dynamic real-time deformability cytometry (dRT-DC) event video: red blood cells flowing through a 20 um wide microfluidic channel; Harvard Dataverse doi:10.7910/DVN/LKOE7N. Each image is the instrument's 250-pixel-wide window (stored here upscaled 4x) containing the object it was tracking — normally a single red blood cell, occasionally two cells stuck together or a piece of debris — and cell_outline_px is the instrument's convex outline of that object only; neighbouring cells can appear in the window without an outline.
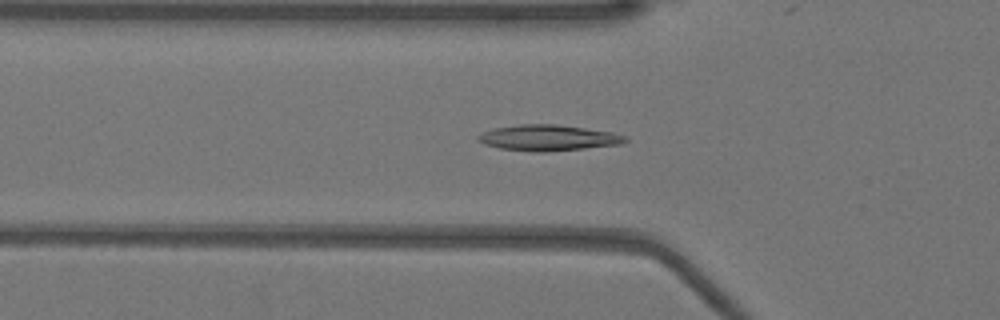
{"species": "Egyptian fruit bat (a non-hibernating species)", "species_latin": "Rousettus aegyptiacus", "temperature_condition": "warm", "stored_images_in_passage": 51, "camera_frame_rate_fps": 3000, "um_per_image_px": 0.085, "animal": {"sex": "female"}, "frame": {"image": 1, "passage_image": 17, "time_ms": 5.333, "image_size_px": [1000, 320], "cell_outline_px": [[628, 140], [620, 144], [584, 148], [544, 152], [532, 152], [500, 148], [484, 144], [476, 140], [476, 136], [492, 128], [520, 124], [556, 124], [612, 132], [628, 136]], "centroid_in_image_um": [46.57, 11.71], "position_along_channel_um": 79.2, "area_um2": 22.2}}
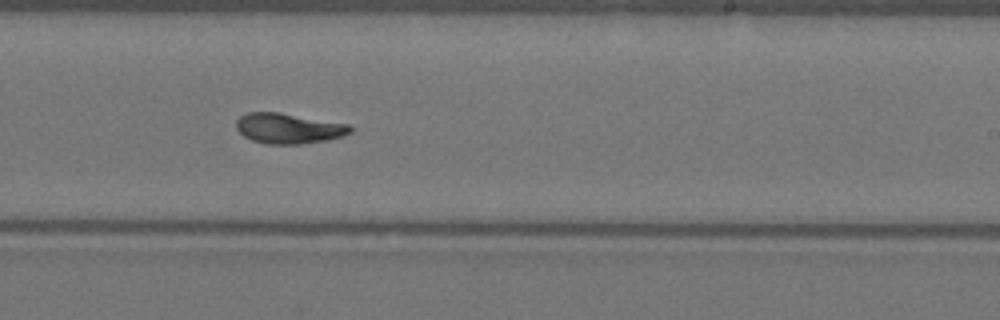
{"frame": {"image": 2, "passage_image": 31, "time_ms": 10.0, "image_size_px": [1000, 320], "cell_outline_px": [[352, 132], [344, 136], [328, 140], [300, 144], [264, 144], [252, 140], [244, 136], [236, 128], [236, 120], [240, 116], [248, 112], [280, 112], [348, 124], [352, 128]], "centroid_in_image_um": [24.53, 10.91], "position_along_channel_um": 264.5, "area_um2": 20.29}}
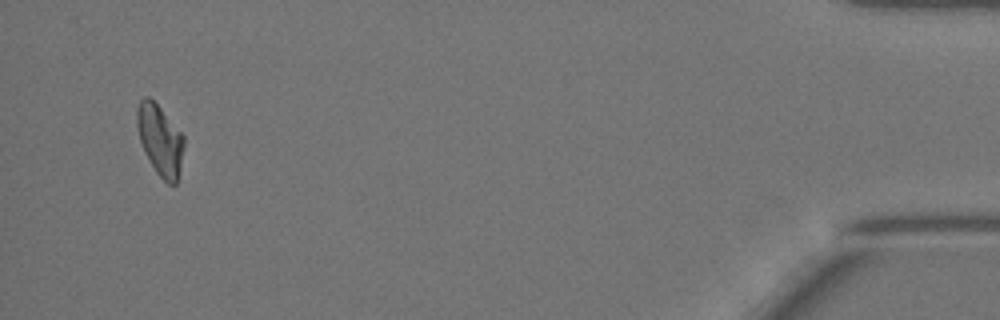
{"frame": {"image": 3, "passage_image": 49, "time_ms": 16.0, "image_size_px": [1000, 320], "cell_outline_px": [[184, 144], [176, 184], [168, 184], [156, 172], [148, 160], [144, 152], [140, 140], [136, 124], [136, 108], [140, 100], [144, 96], [148, 96], [160, 108], [184, 136]], "centroid_in_image_um": [13.57, 11.88], "position_along_channel_um": 421.6, "area_um2": 19.07}, "authors_computed_cell_mechanics": {"area_um2": 19.941, "velocity_mm_per_s": 3.9631, "shape_relaxation_time_tau1_ms": 8.707, "shape_relaxation_time_tau2_ms": 1.6328, "deformation_change_tau1": 0.2593, "deformation_change_tau2": 0.0609}}